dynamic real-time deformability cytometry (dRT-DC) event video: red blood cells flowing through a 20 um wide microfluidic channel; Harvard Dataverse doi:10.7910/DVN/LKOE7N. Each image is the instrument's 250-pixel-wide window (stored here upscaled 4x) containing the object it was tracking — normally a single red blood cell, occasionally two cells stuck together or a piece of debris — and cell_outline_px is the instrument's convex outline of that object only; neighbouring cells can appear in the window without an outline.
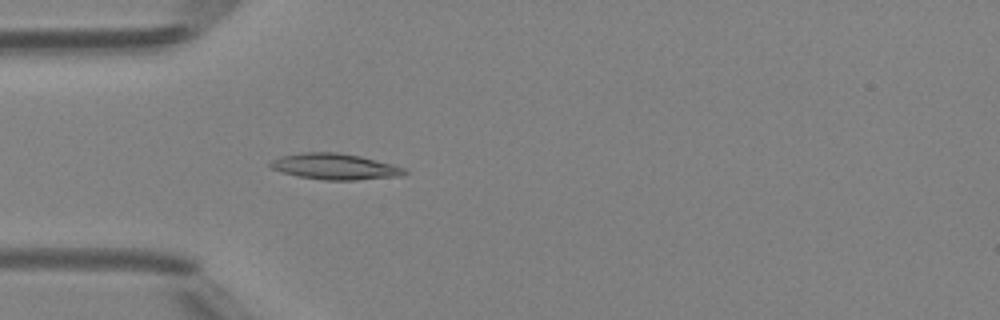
{"species": "Egyptian fruit bat (a non-hibernating species)", "species_latin": "Rousettus aegyptiacus", "temperature_condition": "room temperature", "stored_images_in_passage": 49, "camera_frame_rate_fps": 3000, "um_per_image_px": 0.085, "animal": {"sex": "female"}, "frame": {"image": 1, "passage_image": 15, "time_ms": 4.667, "image_size_px": [1000, 320], "cell_outline_px": [[408, 172], [404, 176], [356, 180], [324, 180], [296, 176], [272, 168], [268, 164], [272, 160], [280, 156], [300, 152], [336, 152], [360, 156], [392, 164], [404, 168]], "centroid_in_image_um": [28.48, 14.16], "position_along_channel_um": 56.5, "area_um2": 20.4}}
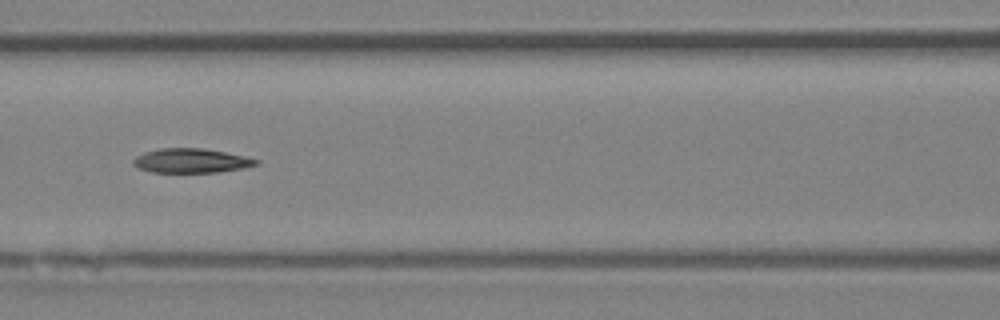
{"frame": {"image": 2, "passage_image": 22, "time_ms": 7.0, "image_size_px": [1000, 320], "cell_outline_px": [[260, 164], [244, 168], [216, 172], [152, 172], [140, 168], [132, 164], [132, 160], [136, 156], [144, 152], [160, 148], [200, 148], [224, 152], [244, 156], [260, 160]], "centroid_in_image_um": [16.25, 13.66], "position_along_channel_um": 150.3, "area_um2": 17.34}}
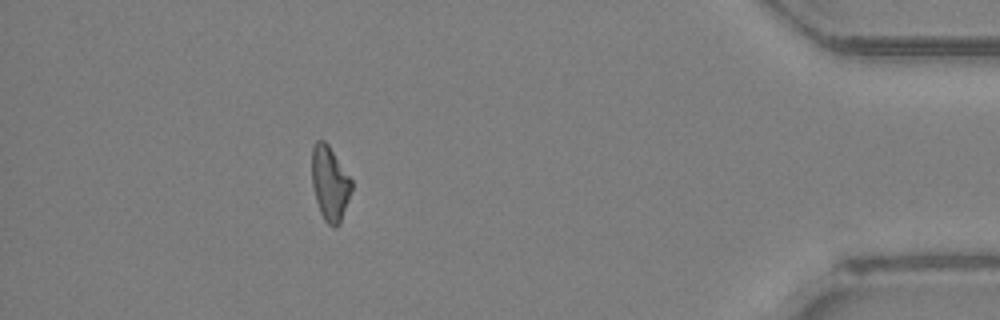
{"frame": {"image": 3, "passage_image": 44, "time_ms": 14.333, "image_size_px": [1000, 320], "cell_outline_px": [[352, 188], [340, 224], [336, 228], [332, 228], [324, 220], [320, 212], [316, 200], [312, 184], [312, 148], [316, 140], [324, 140], [328, 144], [352, 180]], "centroid_in_image_um": [28.03, 15.6], "position_along_channel_um": 407.2, "area_um2": 17.22}, "authors_computed_cell_mechanics": {"area_um2": 18.0914, "velocity_mm_per_s": 4.2139, "shape_relaxation_time_tau1_ms": 9.5128, "shape_relaxation_time_tau2_ms": 5.5876, "deformation_change_tau1": 0.2126, "deformation_change_tau2": 0.1435}}